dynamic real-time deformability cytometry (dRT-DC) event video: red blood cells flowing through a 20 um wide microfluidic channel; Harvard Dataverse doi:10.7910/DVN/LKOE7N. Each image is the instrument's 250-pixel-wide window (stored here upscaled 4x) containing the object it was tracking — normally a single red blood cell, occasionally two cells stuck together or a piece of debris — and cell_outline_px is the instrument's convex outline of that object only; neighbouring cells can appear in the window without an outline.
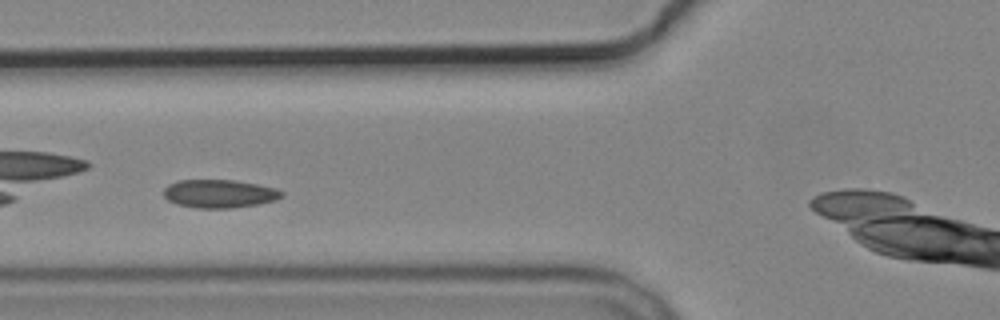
{"species": "common noctule bat (a hibernating species)", "species_latin": "Nyctalus noctula", "temperature_condition": "cold", "stored_images_in_passage": 3, "camera_frame_rate_fps": 3000, "um_per_image_px": 0.085, "animal": {"sex": "male", "body_mass_g": 19.2, "forearm_length_mm": 51.8}, "frame": {"image": 1, "passage_image": 3, "time_ms": 2.667, "image_size_px": [1000, 320], "cell_outline_px": [[284, 196], [276, 200], [256, 204], [232, 208], [196, 208], [176, 204], [168, 200], [164, 196], [164, 188], [168, 184], [180, 180], [232, 180], [256, 184], [276, 188], [284, 192]], "centroid_in_image_um": [18.64, 16.46], "position_along_channel_um": 107.2, "area_um2": 19.42}}